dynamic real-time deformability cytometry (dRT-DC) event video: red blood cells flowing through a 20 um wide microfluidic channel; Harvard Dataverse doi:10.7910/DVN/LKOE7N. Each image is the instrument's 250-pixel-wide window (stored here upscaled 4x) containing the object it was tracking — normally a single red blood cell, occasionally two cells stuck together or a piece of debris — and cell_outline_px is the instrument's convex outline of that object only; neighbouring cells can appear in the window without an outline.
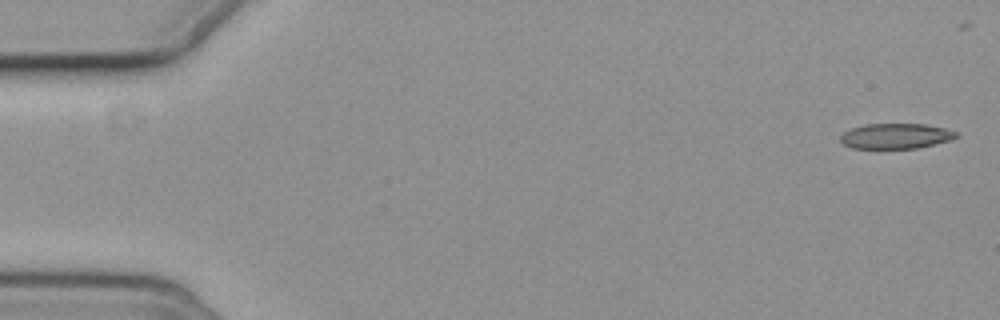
{"species": "common noctule bat (a hibernating species)", "species_latin": "Nyctalus noctula", "temperature_condition": "cold", "stored_images_in_passage": 7, "camera_frame_rate_fps": 3000, "um_per_image_px": 0.085, "animal": {"sex": "female", "body_mass_g": 19.3, "forearm_length_mm": 54.1}, "frame": {"image": 1, "passage_image": 1, "time_ms": 0.0, "image_size_px": [1000, 320], "cell_outline_px": [[960, 136], [952, 140], [936, 144], [916, 148], [852, 148], [844, 144], [840, 140], [840, 136], [844, 132], [852, 128], [864, 124], [928, 124], [960, 132]], "centroid_in_image_um": [76.21, 11.56], "position_along_channel_um": 8.8, "area_um2": 17.22}}
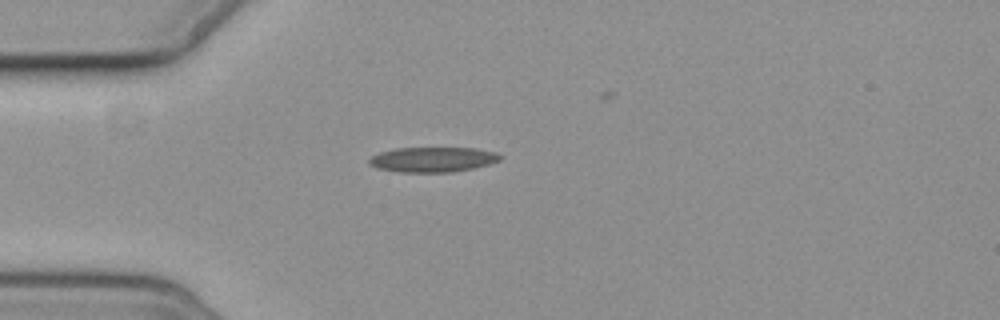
{"frame": {"image": 2, "passage_image": 5, "time_ms": 4.667, "image_size_px": [1000, 320], "cell_outline_px": [[500, 160], [488, 164], [472, 168], [452, 172], [400, 172], [376, 168], [368, 164], [368, 160], [372, 156], [380, 152], [396, 148], [476, 148], [496, 152], [500, 156]], "centroid_in_image_um": [36.75, 13.56], "position_along_channel_um": 48.3, "area_um2": 19.02}}
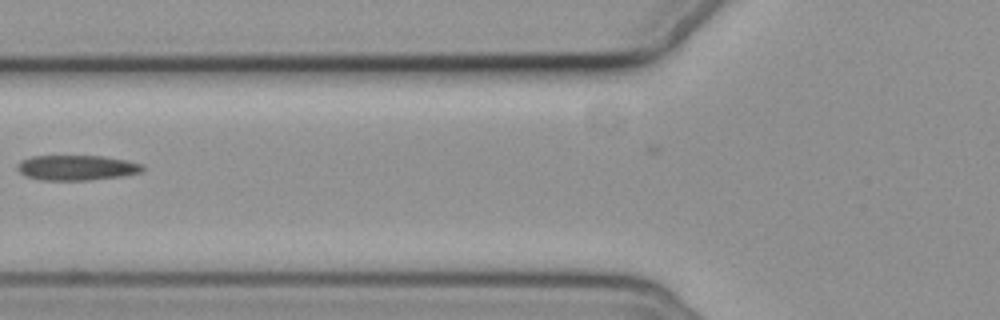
{"frame": {"image": 3, "passage_image": 7, "time_ms": 7.0, "image_size_px": [1000, 320], "cell_outline_px": [[144, 168], [140, 172], [120, 176], [88, 180], [40, 180], [24, 176], [16, 168], [16, 164], [20, 160], [32, 156], [104, 156], [128, 160], [144, 164]], "centroid_in_image_um": [6.48, 14.25], "position_along_channel_um": 119.3, "area_um2": 18.5}}